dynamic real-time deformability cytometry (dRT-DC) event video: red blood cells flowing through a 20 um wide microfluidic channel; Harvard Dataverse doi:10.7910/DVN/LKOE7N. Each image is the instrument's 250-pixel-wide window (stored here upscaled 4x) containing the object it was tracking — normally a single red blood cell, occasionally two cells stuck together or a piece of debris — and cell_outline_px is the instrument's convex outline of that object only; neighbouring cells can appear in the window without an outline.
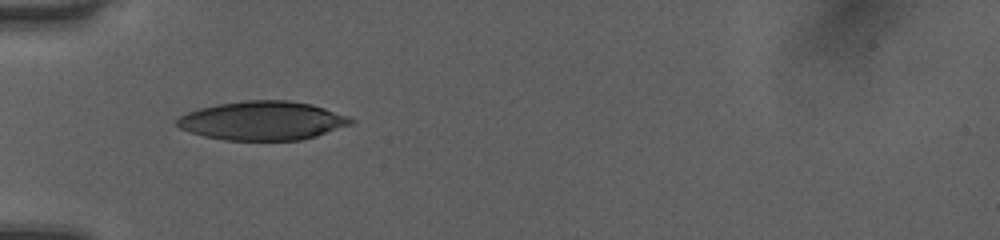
{"species": "human", "species_latin": "Homo sapiens", "temperature_condition": "room temperature", "stored_images_in_passage": 34, "camera_frame_rate_fps": 3000, "um_per_image_px": 0.085, "donor": {"sex": "female"}, "frame": {"image": 1, "passage_image": 1, "time_ms": 0.0, "image_size_px": [1000, 240], "cell_outline_px": [[356, 120], [352, 124], [316, 136], [300, 140], [224, 140], [204, 136], [188, 132], [180, 128], [176, 124], [176, 120], [180, 116], [188, 112], [200, 108], [216, 104], [244, 100], [288, 100], [312, 104], [348, 116]], "centroid_in_image_um": [22.31, 10.25], "position_along_channel_um": 62.7, "area_um2": 39.42}}
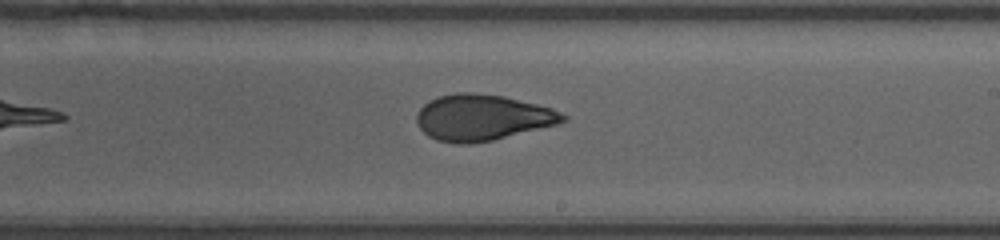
{"frame": {"image": 2, "passage_image": 15, "time_ms": 4.667, "image_size_px": [1000, 240], "cell_outline_px": [[568, 120], [556, 124], [492, 140], [468, 144], [460, 144], [436, 140], [428, 136], [420, 128], [416, 120], [416, 116], [420, 108], [424, 104], [440, 96], [456, 92], [468, 92], [504, 96], [552, 108], [568, 116]], "centroid_in_image_um": [40.99, 9.99], "position_along_channel_um": 248.0, "area_um2": 38.9}}
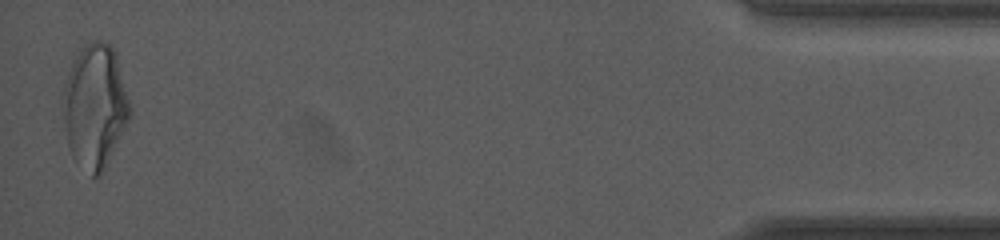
{"frame": {"image": 3, "passage_image": 34, "time_ms": 11.0, "image_size_px": [1000, 240], "cell_outline_px": [[132, 108], [128, 120], [100, 176], [92, 176], [72, 156], [68, 148], [64, 128], [60, 104], [60, 96], [68, 72], [72, 64], [80, 52], [92, 40], [100, 40], [108, 44], [116, 52]], "centroid_in_image_um": [8.04, 9.01], "position_along_channel_um": 427.2, "area_um2": 48.21}, "authors_computed_cell_mechanics": {"area_um2": 39.1595, "velocity_mm_per_s": 4.0856, "shape_relaxation_time_tau1_ms": null, "shape_relaxation_time_tau2_ms": 1.3886, "deformation_change_tau1": null, "deformation_change_tau2": 0.0741}}